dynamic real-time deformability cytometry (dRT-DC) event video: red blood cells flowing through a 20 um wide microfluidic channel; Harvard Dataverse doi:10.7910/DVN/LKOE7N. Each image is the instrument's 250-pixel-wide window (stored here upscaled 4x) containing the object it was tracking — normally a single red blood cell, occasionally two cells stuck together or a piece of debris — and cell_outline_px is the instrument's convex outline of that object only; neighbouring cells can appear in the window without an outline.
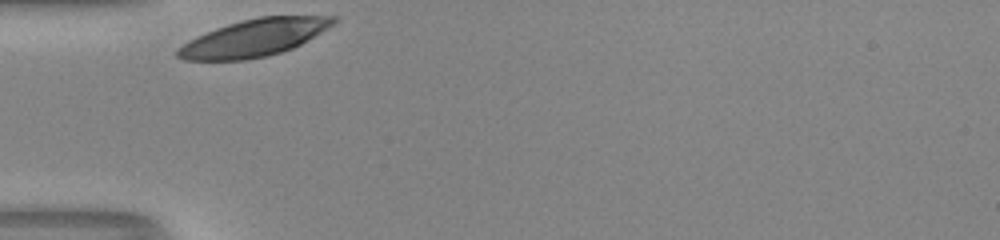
{"species": "human", "species_latin": "Homo sapiens", "temperature_condition": "room temperature", "stored_images_in_passage": 28, "camera_frame_rate_fps": 3000, "um_per_image_px": 0.085, "donor": {"sex": "male"}, "frame": {"image": 1, "passage_image": 1, "time_ms": 0.0, "image_size_px": [1000, 240], "cell_outline_px": [[340, 16], [332, 24], [320, 32], [300, 44], [292, 48], [268, 56], [244, 60], [184, 60], [176, 56], [176, 52], [188, 40], [196, 36], [216, 28], [228, 24], [260, 16]], "centroid_in_image_um": [21.57, 3.22], "position_along_channel_um": 63.4, "area_um2": 33.23}}
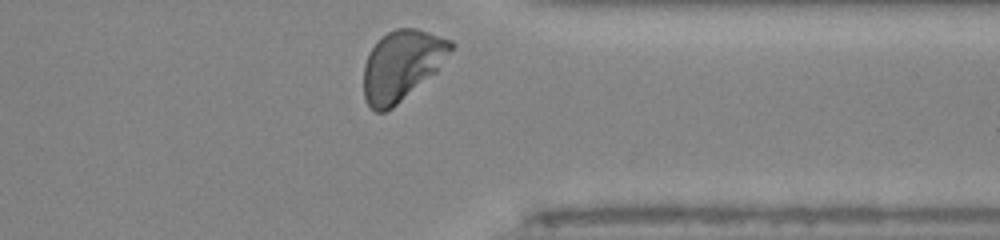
{"frame": {"image": 2, "passage_image": 28, "time_ms": 9.0, "image_size_px": [1000, 240], "cell_outline_px": [[456, 44], [436, 72], [392, 108], [384, 112], [376, 112], [368, 104], [364, 96], [364, 64], [372, 48], [388, 32], [396, 28], [416, 28], [452, 40]], "centroid_in_image_um": [34.17, 5.55], "position_along_channel_um": 377.2, "area_um2": 35.26}, "authors_computed_cell_mechanics": {"area_um2": 35.0557, "velocity_mm_per_s": 3.5385, "shape_relaxation_time_tau1_ms": 4.4906, "shape_relaxation_time_tau2_ms": null, "deformation_change_tau1": 0.1662, "deformation_change_tau2": null}}